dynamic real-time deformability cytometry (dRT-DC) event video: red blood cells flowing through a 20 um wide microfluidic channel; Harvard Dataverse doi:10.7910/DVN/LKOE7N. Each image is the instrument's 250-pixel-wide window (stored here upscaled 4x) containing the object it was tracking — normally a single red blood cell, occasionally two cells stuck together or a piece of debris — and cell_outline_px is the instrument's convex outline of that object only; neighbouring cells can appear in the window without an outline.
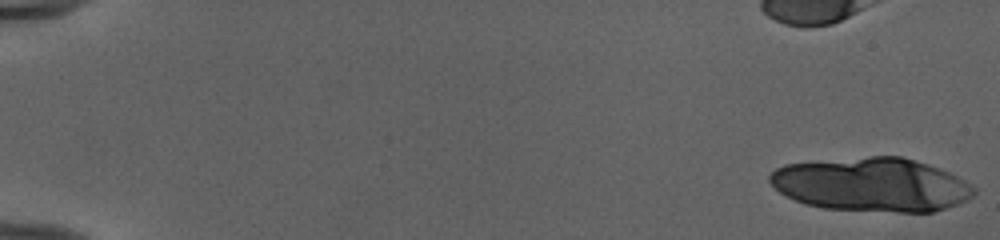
{"species": "human", "species_latin": "Homo sapiens", "temperature_condition": "cold", "stored_images_in_passage": 18, "camera_frame_rate_fps": 3000, "um_per_image_px": 0.085, "donor": {"sex": "female"}, "frame": {"image": 1, "passage_image": 1, "time_ms": 0.0, "image_size_px": [1000, 240], "cell_outline_px": [[976, 192], [968, 200], [932, 212], [900, 212], [824, 208], [808, 204], [796, 200], [780, 192], [768, 180], [768, 176], [776, 168], [784, 164], [872, 156], [900, 156], [928, 164], [948, 172], [964, 180], [976, 188]], "centroid_in_image_um": [74.1, 15.69], "position_along_channel_um": 10.9, "area_um2": 63.58}}